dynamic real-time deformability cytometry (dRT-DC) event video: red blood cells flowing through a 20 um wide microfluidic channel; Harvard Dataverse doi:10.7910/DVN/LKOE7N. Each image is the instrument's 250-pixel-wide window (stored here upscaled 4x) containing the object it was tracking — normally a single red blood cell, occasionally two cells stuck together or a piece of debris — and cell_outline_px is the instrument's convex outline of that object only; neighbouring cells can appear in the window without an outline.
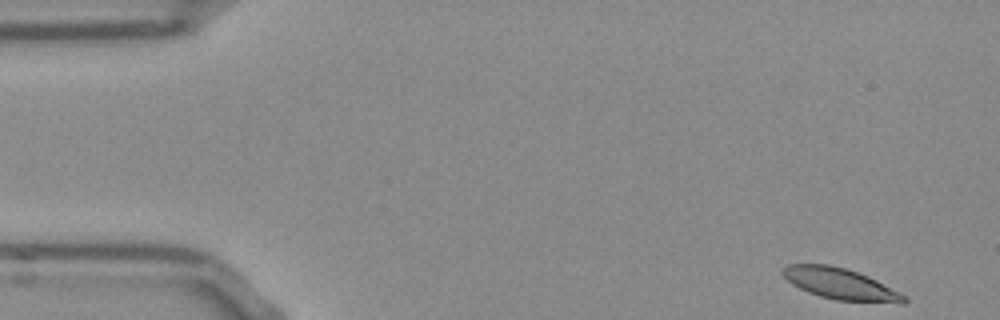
{"species": "Egyptian fruit bat (a non-hibernating species)", "species_latin": "Rousettus aegyptiacus", "temperature_condition": "room temperature", "stored_images_in_passage": 51, "camera_frame_rate_fps": 3000, "um_per_image_px": 0.085, "frame": {"image": 1, "passage_image": 1, "time_ms": 0.0, "image_size_px": [1000, 320], "cell_outline_px": [[908, 300], [904, 304], [900, 304], [836, 300], [820, 296], [808, 292], [792, 284], [780, 272], [788, 264], [828, 264], [844, 268], [868, 276], [908, 296]], "centroid_in_image_um": [71.48, 24.15], "position_along_channel_um": 13.5, "area_um2": 22.14}}
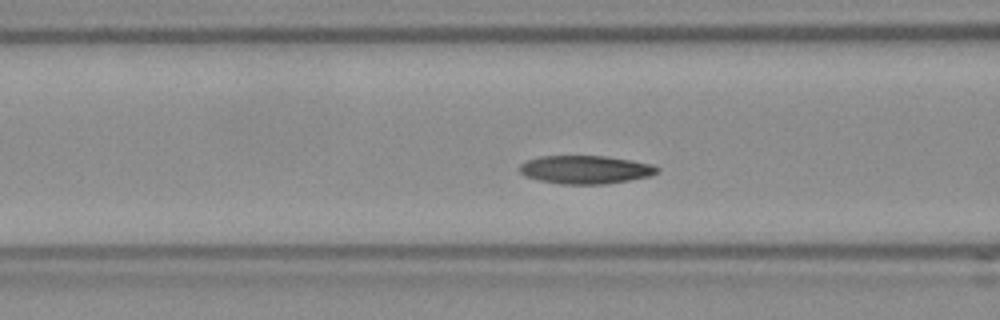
{"frame": {"image": 2, "passage_image": 18, "time_ms": 5.667, "image_size_px": [1000, 320], "cell_outline_px": [[660, 172], [652, 176], [604, 184], [560, 184], [540, 180], [524, 176], [520, 172], [520, 164], [528, 160], [540, 156], [604, 156], [632, 160], [652, 164], [660, 168]], "centroid_in_image_um": [49.8, 14.42], "position_along_channel_um": 116.8, "area_um2": 22.72}}
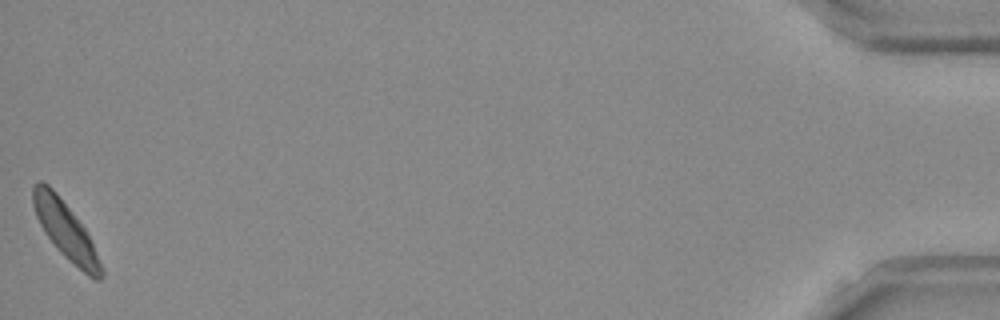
{"frame": {"image": 3, "passage_image": 51, "time_ms": 16.667, "image_size_px": [1000, 320], "cell_outline_px": [[104, 276], [100, 280], [92, 280], [68, 260], [60, 252], [44, 232], [36, 216], [32, 204], [32, 184], [36, 180], [40, 180], [48, 184], [56, 192], [84, 228], [104, 268]], "centroid_in_image_um": [5.56, 19.6], "position_along_channel_um": 429.6, "area_um2": 22.66}, "authors_computed_cell_mechanics": {"area_um2": 22.4264, "velocity_mm_per_s": 3.7588, "shape_relaxation_time_tau1_ms": 2.2142, "shape_relaxation_time_tau2_ms": null, "deformation_change_tau1": 0.096, "deformation_change_tau2": null}}